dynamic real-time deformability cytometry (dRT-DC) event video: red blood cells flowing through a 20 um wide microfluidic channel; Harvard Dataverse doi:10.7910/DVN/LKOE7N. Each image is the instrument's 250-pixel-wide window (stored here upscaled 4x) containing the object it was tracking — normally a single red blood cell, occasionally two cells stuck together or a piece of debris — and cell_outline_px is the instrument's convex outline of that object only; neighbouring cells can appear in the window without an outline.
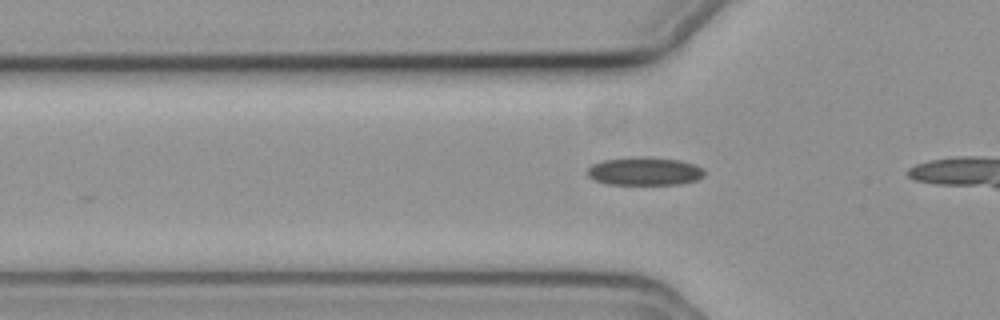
{"species": "common noctule bat (a hibernating species)", "species_latin": "Nyctalus noctula", "temperature_condition": "cold", "stored_images_in_passage": 8, "camera_frame_rate_fps": 3000, "um_per_image_px": 0.085, "animal": {"sex": "female", "body_mass_g": 19.3, "forearm_length_mm": 54.1}, "frame": {"image": 1, "passage_image": 2, "time_ms": 0.333, "image_size_px": [1000, 320], "cell_outline_px": [[704, 176], [696, 180], [680, 184], [608, 184], [596, 180], [588, 176], [588, 168], [592, 164], [604, 160], [644, 156], [680, 160], [696, 164], [704, 168]], "centroid_in_image_um": [54.84, 14.55], "position_along_channel_um": 71.0, "area_um2": 19.19}}
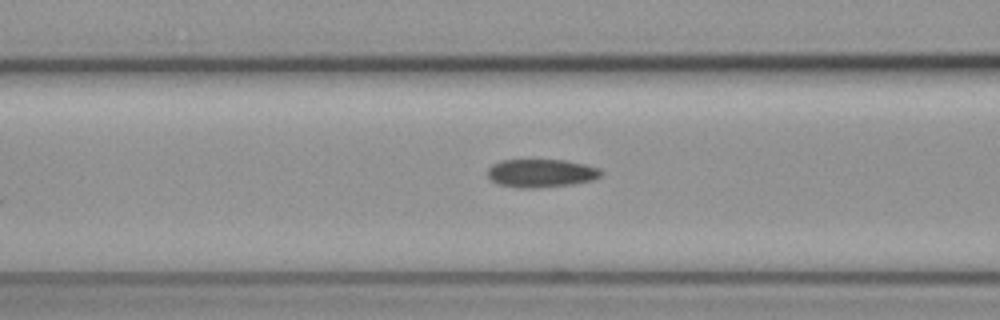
{"frame": {"image": 2, "passage_image": 6, "time_ms": 1.667, "image_size_px": [1000, 320], "cell_outline_px": [[604, 172], [600, 176], [592, 180], [572, 184], [536, 188], [520, 188], [500, 184], [492, 180], [488, 176], [488, 168], [492, 164], [500, 160], [564, 160], [584, 164], [600, 168]], "centroid_in_image_um": [46.01, 14.71], "position_along_channel_um": 120.6, "area_um2": 18.61}}